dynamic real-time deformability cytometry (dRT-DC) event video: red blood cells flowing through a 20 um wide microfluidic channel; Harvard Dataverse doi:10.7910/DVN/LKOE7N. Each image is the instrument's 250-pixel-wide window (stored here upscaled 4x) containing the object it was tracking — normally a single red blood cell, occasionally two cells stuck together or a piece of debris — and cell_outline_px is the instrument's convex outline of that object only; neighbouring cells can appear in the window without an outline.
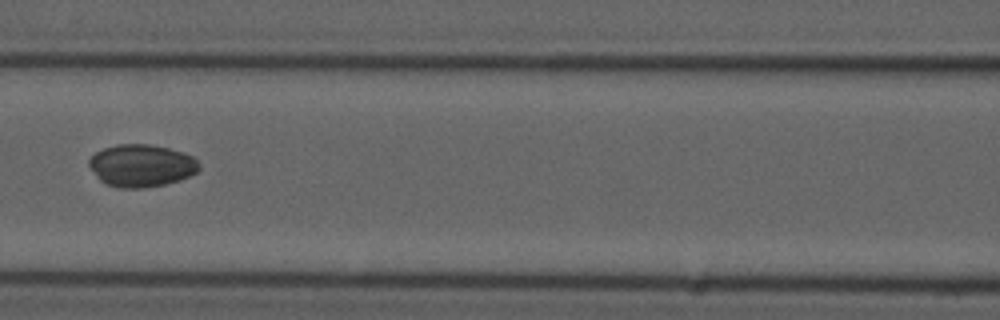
{"species": "common noctule bat (a hibernating species)", "species_latin": "Nyctalus noctula", "temperature_condition": "cold", "stored_images_in_passage": 9, "camera_frame_rate_fps": 3000, "um_per_image_px": 0.085, "animal": {"sex": "male", "forearm_length_mm": 52.5}, "frame": {"image": 1, "passage_image": 6, "time_ms": 6.667, "image_size_px": [1000, 320], "cell_outline_px": [[200, 168], [196, 172], [180, 180], [164, 184], [140, 188], [120, 188], [108, 184], [100, 180], [88, 164], [88, 160], [96, 152], [104, 148], [116, 144], [148, 144], [168, 148], [184, 152], [192, 156], [196, 160]], "centroid_in_image_um": [12.02, 14.06], "position_along_channel_um": 154.6, "area_um2": 26.99}}
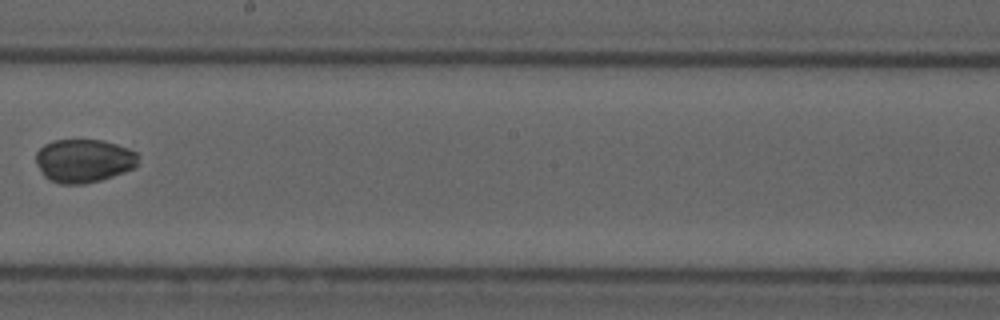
{"frame": {"image": 2, "passage_image": 8, "time_ms": 9.0, "image_size_px": [1000, 320], "cell_outline_px": [[140, 156], [136, 164], [132, 168], [124, 172], [100, 180], [84, 184], [60, 184], [48, 180], [44, 176], [36, 164], [36, 152], [44, 144], [52, 140], [104, 140], [128, 148], [136, 152]], "centroid_in_image_um": [7.1, 13.66], "position_along_channel_um": 241.1, "area_um2": 26.01}}
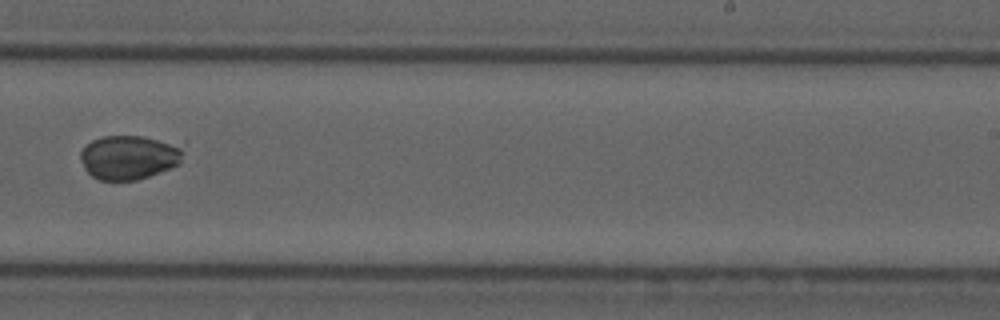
{"frame": {"image": 3, "passage_image": 9, "time_ms": 10.0, "image_size_px": [1000, 320], "cell_outline_px": [[184, 152], [180, 164], [148, 176], [136, 180], [100, 180], [92, 176], [84, 168], [80, 160], [80, 152], [92, 140], [104, 136], [144, 136], [184, 140]], "centroid_in_image_um": [11.09, 13.32], "position_along_channel_um": 277.9, "area_um2": 27.28}}